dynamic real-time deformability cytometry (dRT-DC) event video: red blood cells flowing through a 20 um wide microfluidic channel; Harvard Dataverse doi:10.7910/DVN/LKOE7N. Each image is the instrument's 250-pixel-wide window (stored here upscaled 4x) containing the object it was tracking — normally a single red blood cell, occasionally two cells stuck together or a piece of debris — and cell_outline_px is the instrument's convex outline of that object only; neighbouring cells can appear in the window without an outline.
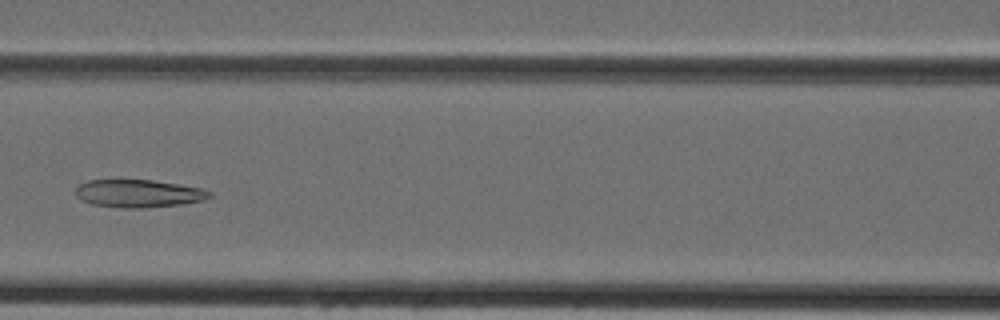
{"species": "Egyptian fruit bat (a non-hibernating species)", "species_latin": "Rousettus aegyptiacus", "temperature_condition": "cold", "stored_images_in_passage": 39, "camera_frame_rate_fps": 3000, "um_per_image_px": 0.085, "animal": {"sex": "female"}, "frame": {"image": 1, "passage_image": 13, "time_ms": 4.0, "image_size_px": [1000, 320], "cell_outline_px": [[212, 196], [204, 200], [184, 204], [148, 208], [120, 208], [92, 204], [80, 200], [76, 196], [76, 188], [80, 184], [88, 180], [152, 180], [204, 188], [212, 192]], "centroid_in_image_um": [11.81, 16.46], "position_along_channel_um": 154.8, "area_um2": 21.96}}
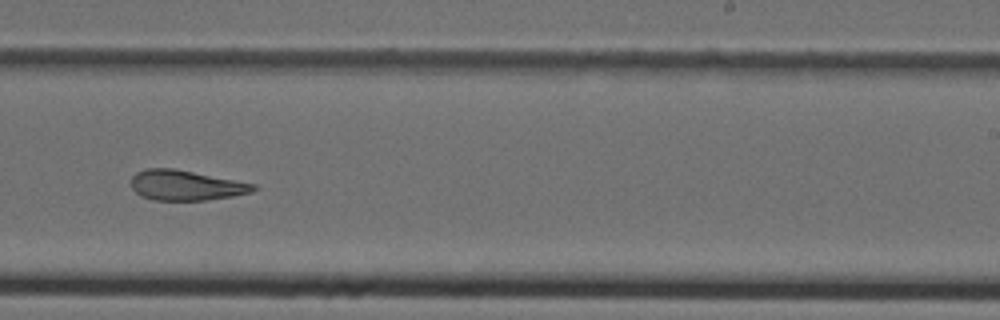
{"frame": {"image": 2, "passage_image": 21, "time_ms": 6.667, "image_size_px": [1000, 320], "cell_outline_px": [[256, 188], [252, 192], [232, 196], [204, 200], [152, 200], [140, 196], [132, 188], [132, 176], [136, 172], [144, 168], [172, 168], [256, 184]], "centroid_in_image_um": [15.76, 15.75], "position_along_channel_um": 273.2, "area_um2": 21.33}}
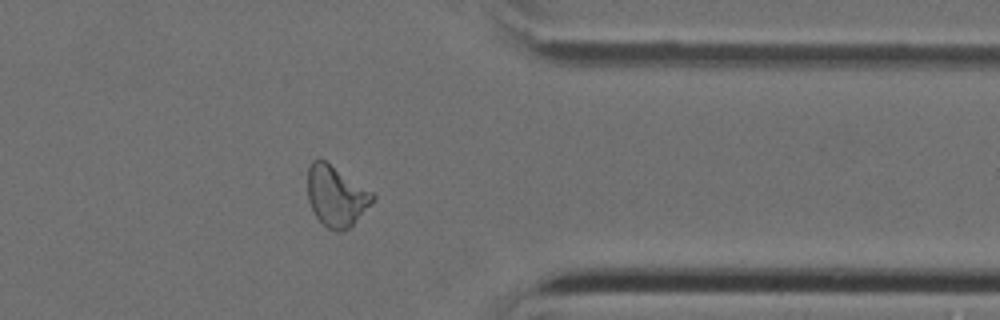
{"frame": {"image": 3, "passage_image": 29, "time_ms": 9.333, "image_size_px": [1000, 320], "cell_outline_px": [[376, 200], [348, 228], [340, 232], [336, 232], [328, 228], [316, 216], [308, 200], [308, 168], [312, 160], [324, 160], [372, 192], [376, 196]], "centroid_in_image_um": [28.58, 16.68], "position_along_channel_um": 382.8, "area_um2": 22.6}}